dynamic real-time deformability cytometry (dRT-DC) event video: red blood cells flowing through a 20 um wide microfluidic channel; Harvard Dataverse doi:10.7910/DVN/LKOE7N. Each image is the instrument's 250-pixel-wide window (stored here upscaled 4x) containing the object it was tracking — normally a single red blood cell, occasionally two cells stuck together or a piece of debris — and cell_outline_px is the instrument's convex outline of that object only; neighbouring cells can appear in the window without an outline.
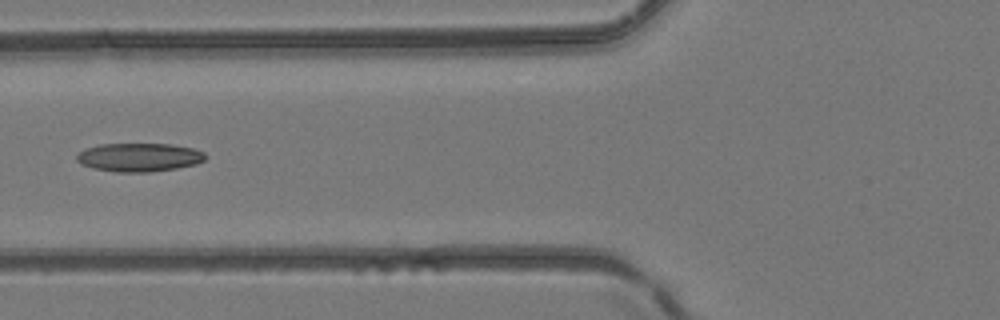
{"species": "common noctule bat (a hibernating species)", "species_latin": "Nyctalus noctula", "temperature_condition": "room temperature", "stored_images_in_passage": 5, "camera_frame_rate_fps": 3000, "um_per_image_px": 0.085, "animal": {"sex": "female", "body_mass_g": 24.6, "forearm_length_mm": 56.2}, "frame": {"image": 1, "passage_image": 5, "time_ms": 1.333, "image_size_px": [1000, 320], "cell_outline_px": [[208, 156], [204, 160], [196, 164], [176, 168], [148, 172], [116, 172], [92, 168], [80, 164], [76, 160], [76, 156], [84, 148], [100, 144], [172, 144], [192, 148], [204, 152]], "centroid_in_image_um": [11.81, 13.37], "position_along_channel_um": 114.0, "area_um2": 21.5}}